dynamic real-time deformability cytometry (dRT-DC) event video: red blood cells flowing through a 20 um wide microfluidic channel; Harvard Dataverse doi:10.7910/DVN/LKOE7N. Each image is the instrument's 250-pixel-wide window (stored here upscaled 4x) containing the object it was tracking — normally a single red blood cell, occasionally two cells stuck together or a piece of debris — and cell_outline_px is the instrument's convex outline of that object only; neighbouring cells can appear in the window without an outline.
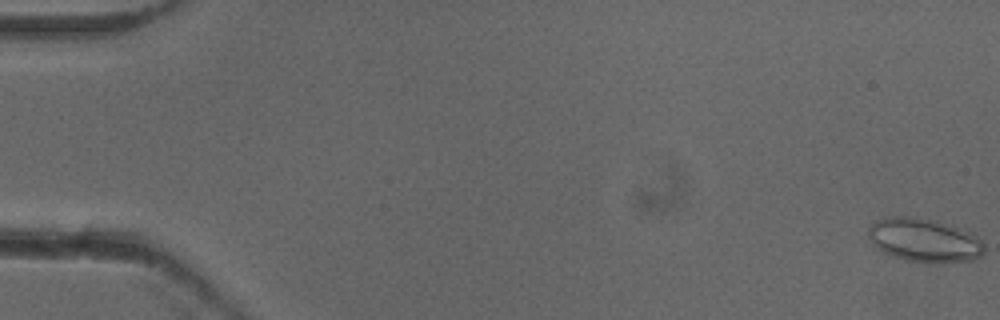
{"species": "common noctule bat (a hibernating species)", "species_latin": "Nyctalus noctula", "temperature_condition": "cold", "stored_images_in_passage": 15, "camera_frame_rate_fps": 3000, "um_per_image_px": 0.085, "animal": {"sex": "female"}, "frame": {"image": 1, "passage_image": 1, "time_ms": 0.0, "image_size_px": [1000, 320], "cell_outline_px": [[984, 252], [980, 256], [972, 260], [904, 260], [884, 252], [872, 244], [868, 236], [868, 228], [876, 220], [884, 216], [908, 216], [936, 220], [968, 232], [976, 236], [984, 244]], "centroid_in_image_um": [78.5, 20.36], "position_along_channel_um": 6.5, "area_um2": 28.67}}